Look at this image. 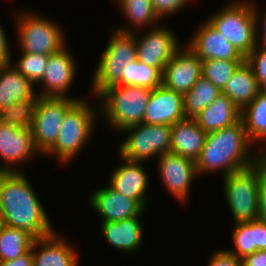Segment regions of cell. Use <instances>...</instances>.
I'll list each match as a JSON object with an SVG mask.
<instances>
[{"label": "cell", "mask_w": 266, "mask_h": 266, "mask_svg": "<svg viewBox=\"0 0 266 266\" xmlns=\"http://www.w3.org/2000/svg\"><path fill=\"white\" fill-rule=\"evenodd\" d=\"M0 213L6 226L26 230L36 239L55 231L22 171L0 172Z\"/></svg>", "instance_id": "obj_1"}, {"label": "cell", "mask_w": 266, "mask_h": 266, "mask_svg": "<svg viewBox=\"0 0 266 266\" xmlns=\"http://www.w3.org/2000/svg\"><path fill=\"white\" fill-rule=\"evenodd\" d=\"M252 144L242 119L231 126L207 133L204 147L195 161L197 174L201 176L223 170L224 177L252 167L257 158V152L253 153L251 149Z\"/></svg>", "instance_id": "obj_2"}, {"label": "cell", "mask_w": 266, "mask_h": 266, "mask_svg": "<svg viewBox=\"0 0 266 266\" xmlns=\"http://www.w3.org/2000/svg\"><path fill=\"white\" fill-rule=\"evenodd\" d=\"M151 92L152 89L142 86L113 85L106 88L97 96L106 124L120 132L142 123Z\"/></svg>", "instance_id": "obj_3"}, {"label": "cell", "mask_w": 266, "mask_h": 266, "mask_svg": "<svg viewBox=\"0 0 266 266\" xmlns=\"http://www.w3.org/2000/svg\"><path fill=\"white\" fill-rule=\"evenodd\" d=\"M86 100H78L65 114L55 144L45 153L60 162L71 161L91 139L97 112Z\"/></svg>", "instance_id": "obj_4"}, {"label": "cell", "mask_w": 266, "mask_h": 266, "mask_svg": "<svg viewBox=\"0 0 266 266\" xmlns=\"http://www.w3.org/2000/svg\"><path fill=\"white\" fill-rule=\"evenodd\" d=\"M223 7L207 21L246 58L257 46L254 4L234 1Z\"/></svg>", "instance_id": "obj_5"}, {"label": "cell", "mask_w": 266, "mask_h": 266, "mask_svg": "<svg viewBox=\"0 0 266 266\" xmlns=\"http://www.w3.org/2000/svg\"><path fill=\"white\" fill-rule=\"evenodd\" d=\"M263 182L257 164L224 176V194L236 223L259 218V192Z\"/></svg>", "instance_id": "obj_6"}, {"label": "cell", "mask_w": 266, "mask_h": 266, "mask_svg": "<svg viewBox=\"0 0 266 266\" xmlns=\"http://www.w3.org/2000/svg\"><path fill=\"white\" fill-rule=\"evenodd\" d=\"M137 60L134 33L113 31L92 79L91 94L97 97L106 88L123 78V68Z\"/></svg>", "instance_id": "obj_7"}, {"label": "cell", "mask_w": 266, "mask_h": 266, "mask_svg": "<svg viewBox=\"0 0 266 266\" xmlns=\"http://www.w3.org/2000/svg\"><path fill=\"white\" fill-rule=\"evenodd\" d=\"M21 13V14H20ZM17 14V29L20 51L50 55L66 46L62 28L46 17L26 12ZM56 24V25H55Z\"/></svg>", "instance_id": "obj_8"}, {"label": "cell", "mask_w": 266, "mask_h": 266, "mask_svg": "<svg viewBox=\"0 0 266 266\" xmlns=\"http://www.w3.org/2000/svg\"><path fill=\"white\" fill-rule=\"evenodd\" d=\"M128 136L120 144L118 154L121 158L143 162L171 152V125L140 123L123 129Z\"/></svg>", "instance_id": "obj_9"}, {"label": "cell", "mask_w": 266, "mask_h": 266, "mask_svg": "<svg viewBox=\"0 0 266 266\" xmlns=\"http://www.w3.org/2000/svg\"><path fill=\"white\" fill-rule=\"evenodd\" d=\"M79 98L40 97L30 127L36 150L44 155L57 140L67 111Z\"/></svg>", "instance_id": "obj_10"}, {"label": "cell", "mask_w": 266, "mask_h": 266, "mask_svg": "<svg viewBox=\"0 0 266 266\" xmlns=\"http://www.w3.org/2000/svg\"><path fill=\"white\" fill-rule=\"evenodd\" d=\"M133 33L137 46V60L156 67L161 73L174 53L181 47L176 34L159 25L151 27L144 37H139L140 39L136 32Z\"/></svg>", "instance_id": "obj_11"}, {"label": "cell", "mask_w": 266, "mask_h": 266, "mask_svg": "<svg viewBox=\"0 0 266 266\" xmlns=\"http://www.w3.org/2000/svg\"><path fill=\"white\" fill-rule=\"evenodd\" d=\"M158 168L163 184L180 203L188 199L194 177L198 176L195 161L167 152L158 158Z\"/></svg>", "instance_id": "obj_12"}, {"label": "cell", "mask_w": 266, "mask_h": 266, "mask_svg": "<svg viewBox=\"0 0 266 266\" xmlns=\"http://www.w3.org/2000/svg\"><path fill=\"white\" fill-rule=\"evenodd\" d=\"M180 47L162 71L161 84L175 92H189L202 75V61L185 45Z\"/></svg>", "instance_id": "obj_13"}, {"label": "cell", "mask_w": 266, "mask_h": 266, "mask_svg": "<svg viewBox=\"0 0 266 266\" xmlns=\"http://www.w3.org/2000/svg\"><path fill=\"white\" fill-rule=\"evenodd\" d=\"M39 153L30 128H22L0 121V159L5 161L0 172H20L16 165ZM15 165V166H13Z\"/></svg>", "instance_id": "obj_14"}, {"label": "cell", "mask_w": 266, "mask_h": 266, "mask_svg": "<svg viewBox=\"0 0 266 266\" xmlns=\"http://www.w3.org/2000/svg\"><path fill=\"white\" fill-rule=\"evenodd\" d=\"M73 55L64 46L56 53L50 54L43 78L38 84L43 88L40 97L67 98L68 91L75 78L76 67ZM44 90V91H43Z\"/></svg>", "instance_id": "obj_15"}, {"label": "cell", "mask_w": 266, "mask_h": 266, "mask_svg": "<svg viewBox=\"0 0 266 266\" xmlns=\"http://www.w3.org/2000/svg\"><path fill=\"white\" fill-rule=\"evenodd\" d=\"M90 196L93 210L102 216V222H115L142 216L144 208L133 198L107 187L95 190Z\"/></svg>", "instance_id": "obj_16"}, {"label": "cell", "mask_w": 266, "mask_h": 266, "mask_svg": "<svg viewBox=\"0 0 266 266\" xmlns=\"http://www.w3.org/2000/svg\"><path fill=\"white\" fill-rule=\"evenodd\" d=\"M186 118L183 94L168 89L162 84L150 94L142 123L173 125Z\"/></svg>", "instance_id": "obj_17"}, {"label": "cell", "mask_w": 266, "mask_h": 266, "mask_svg": "<svg viewBox=\"0 0 266 266\" xmlns=\"http://www.w3.org/2000/svg\"><path fill=\"white\" fill-rule=\"evenodd\" d=\"M201 61L208 59L245 60L234 46L207 20L199 25L194 36L186 44Z\"/></svg>", "instance_id": "obj_18"}, {"label": "cell", "mask_w": 266, "mask_h": 266, "mask_svg": "<svg viewBox=\"0 0 266 266\" xmlns=\"http://www.w3.org/2000/svg\"><path fill=\"white\" fill-rule=\"evenodd\" d=\"M119 164L110 177L109 186L121 194L135 199L144 209L148 205L146 191L148 188V174L142 162L129 161L121 158Z\"/></svg>", "instance_id": "obj_19"}, {"label": "cell", "mask_w": 266, "mask_h": 266, "mask_svg": "<svg viewBox=\"0 0 266 266\" xmlns=\"http://www.w3.org/2000/svg\"><path fill=\"white\" fill-rule=\"evenodd\" d=\"M31 249L33 266H78L75 249L56 231L49 236L35 239Z\"/></svg>", "instance_id": "obj_20"}, {"label": "cell", "mask_w": 266, "mask_h": 266, "mask_svg": "<svg viewBox=\"0 0 266 266\" xmlns=\"http://www.w3.org/2000/svg\"><path fill=\"white\" fill-rule=\"evenodd\" d=\"M206 136L194 118H184L171 126V152L196 161Z\"/></svg>", "instance_id": "obj_21"}, {"label": "cell", "mask_w": 266, "mask_h": 266, "mask_svg": "<svg viewBox=\"0 0 266 266\" xmlns=\"http://www.w3.org/2000/svg\"><path fill=\"white\" fill-rule=\"evenodd\" d=\"M101 225V233L110 246L124 252H132L139 249L143 238V225L140 217L106 222Z\"/></svg>", "instance_id": "obj_22"}, {"label": "cell", "mask_w": 266, "mask_h": 266, "mask_svg": "<svg viewBox=\"0 0 266 266\" xmlns=\"http://www.w3.org/2000/svg\"><path fill=\"white\" fill-rule=\"evenodd\" d=\"M194 119L203 131L210 133L237 123L241 119V111L221 93Z\"/></svg>", "instance_id": "obj_23"}, {"label": "cell", "mask_w": 266, "mask_h": 266, "mask_svg": "<svg viewBox=\"0 0 266 266\" xmlns=\"http://www.w3.org/2000/svg\"><path fill=\"white\" fill-rule=\"evenodd\" d=\"M34 84L20 73L11 62L0 67V112L10 104L36 98Z\"/></svg>", "instance_id": "obj_24"}, {"label": "cell", "mask_w": 266, "mask_h": 266, "mask_svg": "<svg viewBox=\"0 0 266 266\" xmlns=\"http://www.w3.org/2000/svg\"><path fill=\"white\" fill-rule=\"evenodd\" d=\"M261 90L251 66L245 60L227 81L221 93L225 94L242 111Z\"/></svg>", "instance_id": "obj_25"}, {"label": "cell", "mask_w": 266, "mask_h": 266, "mask_svg": "<svg viewBox=\"0 0 266 266\" xmlns=\"http://www.w3.org/2000/svg\"><path fill=\"white\" fill-rule=\"evenodd\" d=\"M233 229V250H228L240 259L258 250H266V222L253 220L236 223Z\"/></svg>", "instance_id": "obj_26"}, {"label": "cell", "mask_w": 266, "mask_h": 266, "mask_svg": "<svg viewBox=\"0 0 266 266\" xmlns=\"http://www.w3.org/2000/svg\"><path fill=\"white\" fill-rule=\"evenodd\" d=\"M248 139L266 143V89H262L256 98L241 111ZM266 146V145H265Z\"/></svg>", "instance_id": "obj_27"}, {"label": "cell", "mask_w": 266, "mask_h": 266, "mask_svg": "<svg viewBox=\"0 0 266 266\" xmlns=\"http://www.w3.org/2000/svg\"><path fill=\"white\" fill-rule=\"evenodd\" d=\"M117 2L130 23L128 28L118 27L116 30L132 33L136 32L137 28L140 30L141 27L159 25L158 23L161 21L153 9L151 0H117Z\"/></svg>", "instance_id": "obj_28"}, {"label": "cell", "mask_w": 266, "mask_h": 266, "mask_svg": "<svg viewBox=\"0 0 266 266\" xmlns=\"http://www.w3.org/2000/svg\"><path fill=\"white\" fill-rule=\"evenodd\" d=\"M220 94L221 91L201 75L192 89L183 95L186 118H194L197 116Z\"/></svg>", "instance_id": "obj_29"}, {"label": "cell", "mask_w": 266, "mask_h": 266, "mask_svg": "<svg viewBox=\"0 0 266 266\" xmlns=\"http://www.w3.org/2000/svg\"><path fill=\"white\" fill-rule=\"evenodd\" d=\"M35 237L26 230L5 226L0 232V261H11L31 250Z\"/></svg>", "instance_id": "obj_30"}, {"label": "cell", "mask_w": 266, "mask_h": 266, "mask_svg": "<svg viewBox=\"0 0 266 266\" xmlns=\"http://www.w3.org/2000/svg\"><path fill=\"white\" fill-rule=\"evenodd\" d=\"M162 73L138 60L123 68V78L116 85L142 86L154 89L161 85Z\"/></svg>", "instance_id": "obj_31"}, {"label": "cell", "mask_w": 266, "mask_h": 266, "mask_svg": "<svg viewBox=\"0 0 266 266\" xmlns=\"http://www.w3.org/2000/svg\"><path fill=\"white\" fill-rule=\"evenodd\" d=\"M38 99L39 96L10 104L0 112L1 121L17 127L30 128Z\"/></svg>", "instance_id": "obj_32"}, {"label": "cell", "mask_w": 266, "mask_h": 266, "mask_svg": "<svg viewBox=\"0 0 266 266\" xmlns=\"http://www.w3.org/2000/svg\"><path fill=\"white\" fill-rule=\"evenodd\" d=\"M245 60L208 59L202 61V76L222 91L227 81Z\"/></svg>", "instance_id": "obj_33"}, {"label": "cell", "mask_w": 266, "mask_h": 266, "mask_svg": "<svg viewBox=\"0 0 266 266\" xmlns=\"http://www.w3.org/2000/svg\"><path fill=\"white\" fill-rule=\"evenodd\" d=\"M14 67L33 84H38L47 67L49 55L22 52Z\"/></svg>", "instance_id": "obj_34"}, {"label": "cell", "mask_w": 266, "mask_h": 266, "mask_svg": "<svg viewBox=\"0 0 266 266\" xmlns=\"http://www.w3.org/2000/svg\"><path fill=\"white\" fill-rule=\"evenodd\" d=\"M245 60L251 66L260 87L266 89V47L257 44Z\"/></svg>", "instance_id": "obj_35"}, {"label": "cell", "mask_w": 266, "mask_h": 266, "mask_svg": "<svg viewBox=\"0 0 266 266\" xmlns=\"http://www.w3.org/2000/svg\"><path fill=\"white\" fill-rule=\"evenodd\" d=\"M153 9L159 19L178 13L190 0H151Z\"/></svg>", "instance_id": "obj_36"}, {"label": "cell", "mask_w": 266, "mask_h": 266, "mask_svg": "<svg viewBox=\"0 0 266 266\" xmlns=\"http://www.w3.org/2000/svg\"><path fill=\"white\" fill-rule=\"evenodd\" d=\"M208 266H243L242 259L238 258L228 250L215 251L209 260Z\"/></svg>", "instance_id": "obj_37"}, {"label": "cell", "mask_w": 266, "mask_h": 266, "mask_svg": "<svg viewBox=\"0 0 266 266\" xmlns=\"http://www.w3.org/2000/svg\"><path fill=\"white\" fill-rule=\"evenodd\" d=\"M10 45L8 44V39L3 26L0 23V64H9L13 61L10 53Z\"/></svg>", "instance_id": "obj_38"}, {"label": "cell", "mask_w": 266, "mask_h": 266, "mask_svg": "<svg viewBox=\"0 0 266 266\" xmlns=\"http://www.w3.org/2000/svg\"><path fill=\"white\" fill-rule=\"evenodd\" d=\"M243 266H266V250H258L242 259Z\"/></svg>", "instance_id": "obj_39"}, {"label": "cell", "mask_w": 266, "mask_h": 266, "mask_svg": "<svg viewBox=\"0 0 266 266\" xmlns=\"http://www.w3.org/2000/svg\"><path fill=\"white\" fill-rule=\"evenodd\" d=\"M0 266H33L32 249L11 261H0Z\"/></svg>", "instance_id": "obj_40"}, {"label": "cell", "mask_w": 266, "mask_h": 266, "mask_svg": "<svg viewBox=\"0 0 266 266\" xmlns=\"http://www.w3.org/2000/svg\"><path fill=\"white\" fill-rule=\"evenodd\" d=\"M254 9H255V20H256V43L258 44V39H259V36H260V38L262 39L261 40V46H263V47H266V12H265V16H263L264 18L263 19H261L262 21H261V23H260V25L261 26H259L258 24H259V19H258V12H257V10H256V7L254 6ZM259 27H261L262 29H258ZM259 31H260V34L261 35H258L259 34Z\"/></svg>", "instance_id": "obj_41"}, {"label": "cell", "mask_w": 266, "mask_h": 266, "mask_svg": "<svg viewBox=\"0 0 266 266\" xmlns=\"http://www.w3.org/2000/svg\"><path fill=\"white\" fill-rule=\"evenodd\" d=\"M259 220L266 222V183L263 181L259 192Z\"/></svg>", "instance_id": "obj_42"}, {"label": "cell", "mask_w": 266, "mask_h": 266, "mask_svg": "<svg viewBox=\"0 0 266 266\" xmlns=\"http://www.w3.org/2000/svg\"><path fill=\"white\" fill-rule=\"evenodd\" d=\"M257 153L256 164L261 169L263 181L266 183V147Z\"/></svg>", "instance_id": "obj_43"}, {"label": "cell", "mask_w": 266, "mask_h": 266, "mask_svg": "<svg viewBox=\"0 0 266 266\" xmlns=\"http://www.w3.org/2000/svg\"><path fill=\"white\" fill-rule=\"evenodd\" d=\"M5 221H4V218L2 216V214L0 213V232L4 229L5 227Z\"/></svg>", "instance_id": "obj_44"}]
</instances>
